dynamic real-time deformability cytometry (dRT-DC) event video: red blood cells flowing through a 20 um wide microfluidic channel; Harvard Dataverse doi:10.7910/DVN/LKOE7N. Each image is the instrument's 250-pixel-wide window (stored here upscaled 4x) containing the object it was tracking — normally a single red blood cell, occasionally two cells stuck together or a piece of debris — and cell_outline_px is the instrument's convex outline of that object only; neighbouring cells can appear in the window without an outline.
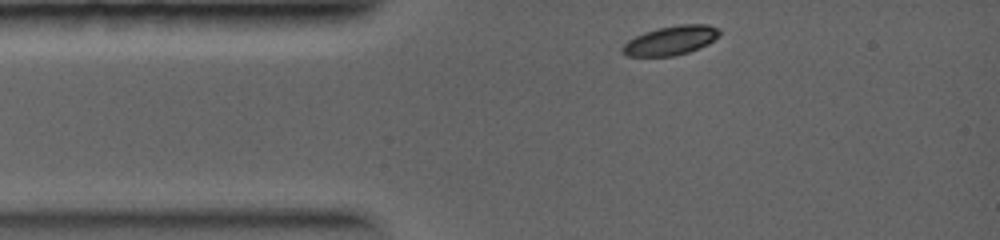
{"species": "common noctule bat (a hibernating species)", "species_latin": "Nyctalus noctula", "temperature_condition": "warm", "stored_images_in_passage": 26, "camera_frame_rate_fps": 5000, "um_per_image_px": 0.085, "animal": {"sex": "female", "body_mass_g": 19.0, "forearm_length_mm": 56.7}, "frame": {"image": 1, "passage_image": 1, "time_ms": 0.0, "image_size_px": [1000, 240], "cell_outline_px": [[720, 36], [708, 44], [688, 52], [672, 56], [628, 56], [620, 52], [620, 48], [628, 40], [644, 32], [660, 28], [680, 24], [708, 24], [720, 28]], "centroid_in_image_um": [57.02, 3.43], "position_along_channel_um": 28.0, "area_um2": 16.53}}
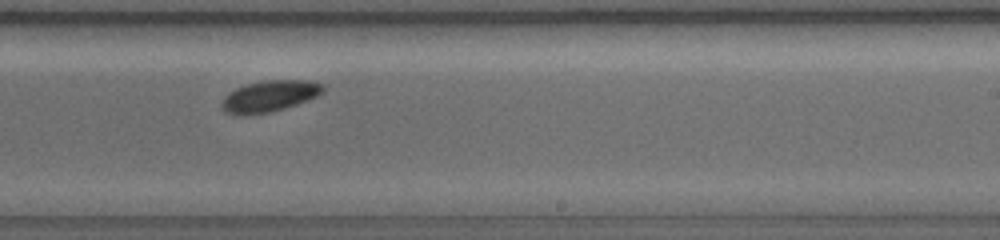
{"frame": {"image": 2, "passage_image": 17, "time_ms": 5.0, "image_size_px": [1000, 240], "cell_outline_px": [[324, 92], [308, 100], [272, 112], [248, 116], [240, 116], [224, 112], [220, 104], [220, 100], [228, 92], [244, 84], [264, 80], [308, 80], [324, 84]], "centroid_in_image_um": [22.85, 8.18], "position_along_channel_um": 266.2, "area_um2": 18.96}}
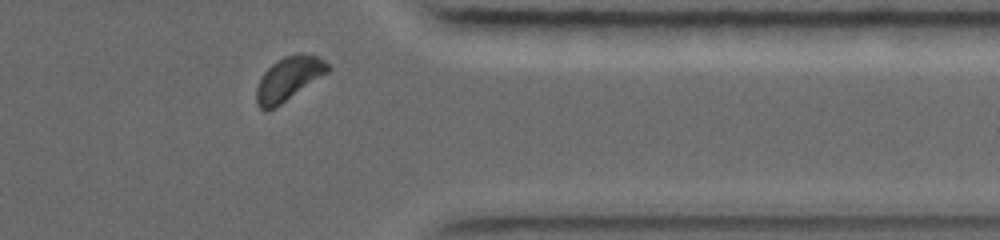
{"frame": {"image": 3, "passage_image": 24, "time_ms": 7.4, "image_size_px": [1000, 240], "cell_outline_px": [[332, 68], [328, 72], [280, 104], [264, 112], [256, 104], [256, 88], [264, 72], [272, 64], [284, 56], [316, 56], [324, 60]], "centroid_in_image_um": [24.5, 6.73], "position_along_channel_um": 386.9, "area_um2": 17.51}}